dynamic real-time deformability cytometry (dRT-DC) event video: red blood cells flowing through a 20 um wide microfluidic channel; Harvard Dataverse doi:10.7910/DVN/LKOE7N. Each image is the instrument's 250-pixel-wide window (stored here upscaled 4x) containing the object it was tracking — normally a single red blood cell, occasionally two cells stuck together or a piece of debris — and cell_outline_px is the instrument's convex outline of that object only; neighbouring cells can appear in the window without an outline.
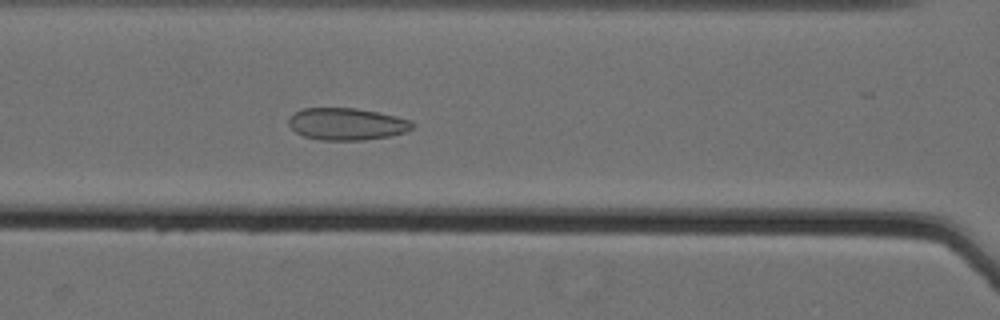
{"species": "Egyptian fruit bat (a non-hibernating species)", "species_latin": "Rousettus aegyptiacus", "temperature_condition": "cold", "stored_images_in_passage": 62, "camera_frame_rate_fps": 3000, "um_per_image_px": 0.085, "animal": {"sex": "female"}, "frame": {"image": 1, "passage_image": 32, "time_ms": 10.333, "image_size_px": [1000, 320], "cell_outline_px": [[416, 124], [412, 128], [404, 132], [388, 136], [360, 140], [320, 140], [304, 136], [296, 132], [288, 124], [288, 120], [296, 112], [304, 108], [356, 108], [396, 116], [408, 120]], "centroid_in_image_um": [29.46, 10.54], "position_along_channel_um": 137.1, "area_um2": 22.83}}
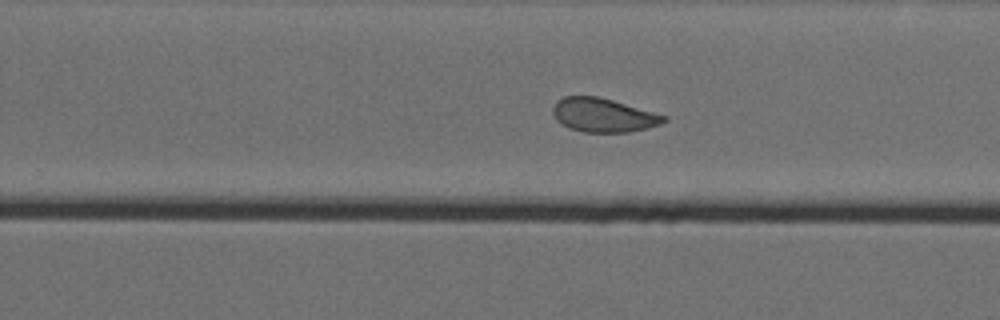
{"frame": {"image": 2, "passage_image": 44, "time_ms": 14.333, "image_size_px": [1000, 320], "cell_outline_px": [[668, 120], [660, 124], [648, 128], [628, 132], [584, 132], [568, 128], [560, 124], [556, 120], [552, 112], [552, 108], [556, 100], [564, 96], [596, 96], [612, 100], [668, 116]], "centroid_in_image_um": [51.25, 9.79], "position_along_channel_um": 278.5, "area_um2": 22.02}}
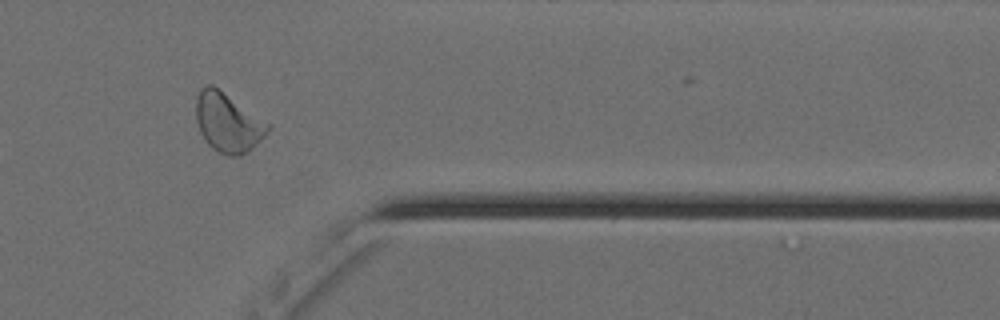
{"frame": {"image": 3, "passage_image": 54, "time_ms": 17.667, "image_size_px": [1000, 320], "cell_outline_px": [[272, 124], [264, 136], [248, 152], [240, 156], [228, 156], [212, 148], [208, 144], [200, 132], [196, 120], [196, 96], [200, 88], [208, 84], [212, 84]], "centroid_in_image_um": [19.37, 10.4], "position_along_channel_um": 392.0, "area_um2": 24.85}, "authors_computed_cell_mechanics": {"area_um2": 25.8077, "velocity_mm_per_s": 3.5636, "shape_relaxation_time_tau1_ms": null, "shape_relaxation_time_tau2_ms": 1.3405, "deformation_change_tau1": null, "deformation_change_tau2": 0.0737}}